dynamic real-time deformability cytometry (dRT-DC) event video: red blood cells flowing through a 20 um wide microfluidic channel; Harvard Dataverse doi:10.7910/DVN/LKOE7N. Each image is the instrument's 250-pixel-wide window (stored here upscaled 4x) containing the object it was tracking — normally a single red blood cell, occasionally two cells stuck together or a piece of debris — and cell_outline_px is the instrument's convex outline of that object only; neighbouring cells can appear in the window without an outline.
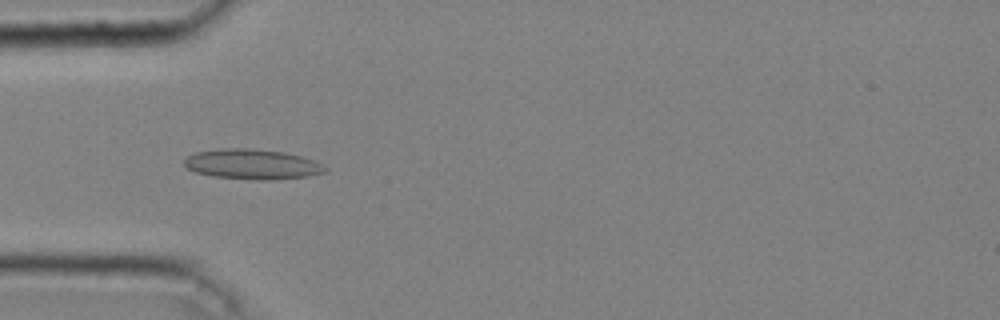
{"species": "common noctule bat (a hibernating species)", "species_latin": "Nyctalus noctula", "temperature_condition": "cold", "stored_images_in_passage": 45, "camera_frame_rate_fps": 3000, "um_per_image_px": 0.085, "animal": {"sex": "male", "body_mass_g": 20.4}, "frame": {"image": 1, "passage_image": 13, "time_ms": 4.0, "image_size_px": [1000, 320], "cell_outline_px": [[328, 172], [308, 176], [268, 180], [256, 180], [212, 176], [196, 172], [188, 168], [184, 164], [184, 160], [188, 156], [196, 152], [220, 148], [248, 148], [284, 152], [300, 156], [324, 164], [328, 168]], "centroid_in_image_um": [21.47, 13.96], "position_along_channel_um": 63.5, "area_um2": 24.74}}
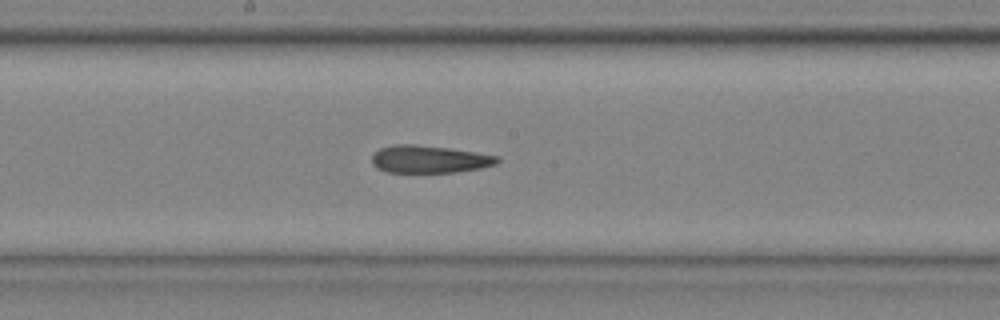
{"frame": {"image": 2, "passage_image": 24, "time_ms": 7.667, "image_size_px": [1000, 320], "cell_outline_px": [[500, 160], [496, 164], [480, 168], [456, 172], [384, 172], [376, 168], [372, 164], [372, 156], [380, 148], [392, 144], [416, 144], [448, 148], [476, 152], [500, 156]], "centroid_in_image_um": [36.48, 13.53], "position_along_channel_um": 211.7, "area_um2": 20.23}}
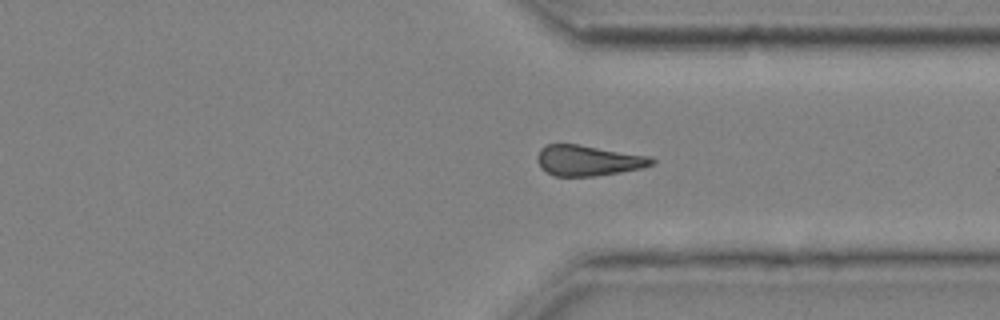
{"frame": {"image": 3, "passage_image": 35, "time_ms": 11.333, "image_size_px": [1000, 320], "cell_outline_px": [[656, 160], [652, 164], [640, 168], [620, 172], [592, 176], [552, 176], [540, 168], [536, 160], [536, 156], [540, 148], [544, 144], [576, 144], [652, 156]], "centroid_in_image_um": [49.94, 13.64], "position_along_channel_um": 361.5, "area_um2": 20.52}, "authors_computed_cell_mechanics": {"area_um2": 20.6924, "velocity_mm_per_s": 4.0742, "shape_relaxation_time_tau1_ms": null, "shape_relaxation_time_tau2_ms": 2.7245, "deformation_change_tau1": null, "deformation_change_tau2": 0.1088}}